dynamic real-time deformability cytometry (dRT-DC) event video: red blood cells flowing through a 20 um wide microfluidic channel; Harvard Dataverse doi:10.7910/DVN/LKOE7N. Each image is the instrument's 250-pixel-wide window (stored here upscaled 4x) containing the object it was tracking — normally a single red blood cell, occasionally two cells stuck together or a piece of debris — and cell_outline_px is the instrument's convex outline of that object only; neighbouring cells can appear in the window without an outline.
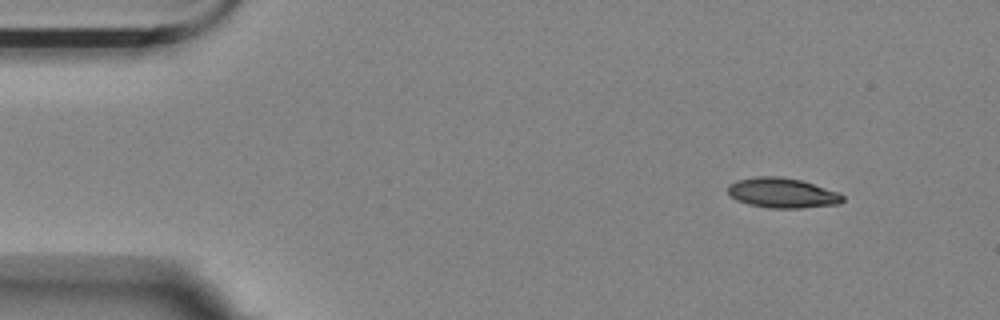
{"species": "Egyptian fruit bat (a non-hibernating species)", "species_latin": "Rousettus aegyptiacus", "temperature_condition": "room temperature", "stored_images_in_passage": 2, "camera_frame_rate_fps": 3000, "um_per_image_px": 0.085, "animal": {"sex": "female"}, "frame": {"image": 1, "passage_image": 1, "time_ms": 0.0, "image_size_px": [1000, 320], "cell_outline_px": [[844, 200], [840, 204], [800, 208], [772, 208], [748, 204], [736, 200], [728, 192], [728, 184], [736, 180], [756, 176], [780, 176], [800, 180], [840, 192], [844, 196]], "centroid_in_image_um": [66.51, 16.39], "position_along_channel_um": 18.5, "area_um2": 20.17}}
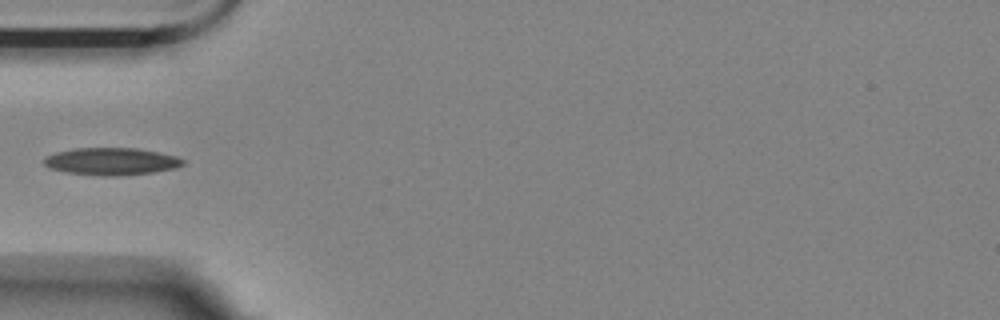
{"frame": {"image": 2, "passage_image": 2, "time_ms": 0.333, "image_size_px": [1000, 320], "cell_outline_px": [[184, 164], [176, 168], [152, 172], [116, 176], [100, 176], [64, 172], [48, 168], [44, 164], [44, 156], [56, 152], [76, 148], [136, 148], [176, 156], [184, 160]], "centroid_in_image_um": [9.42, 13.72], "position_along_channel_um": 75.6, "area_um2": 22.14}}